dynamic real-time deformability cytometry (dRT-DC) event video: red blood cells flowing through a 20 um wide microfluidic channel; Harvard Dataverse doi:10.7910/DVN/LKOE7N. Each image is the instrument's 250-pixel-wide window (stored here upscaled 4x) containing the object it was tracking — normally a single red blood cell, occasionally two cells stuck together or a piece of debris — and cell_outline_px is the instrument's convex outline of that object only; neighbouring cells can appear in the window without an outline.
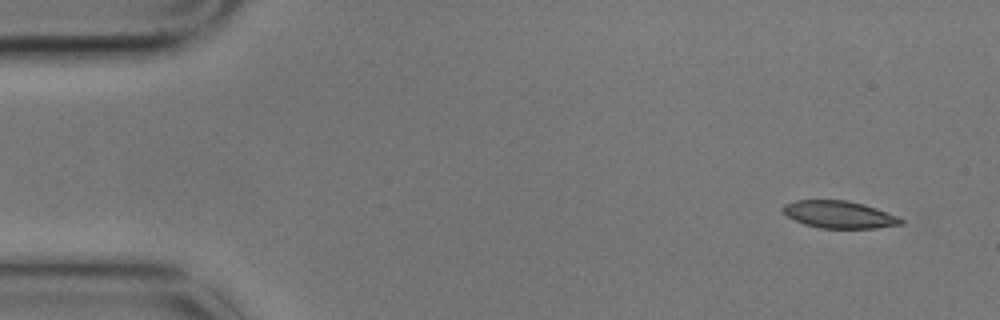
{"species": "common noctule bat (a hibernating species)", "species_latin": "Nyctalus noctula", "temperature_condition": "cold", "stored_images_in_passage": 4, "camera_frame_rate_fps": 3000, "um_per_image_px": 0.085, "animal": {"sex": "male", "body_mass_g": 17.9}, "frame": {"image": 1, "passage_image": 1, "time_ms": 0.0, "image_size_px": [1000, 320], "cell_outline_px": [[904, 224], [876, 228], [820, 228], [804, 224], [788, 216], [784, 212], [784, 204], [796, 200], [848, 200], [864, 204], [876, 208], [896, 216], [904, 220]], "centroid_in_image_um": [71.36, 18.23], "position_along_channel_um": 13.6, "area_um2": 18.61}}
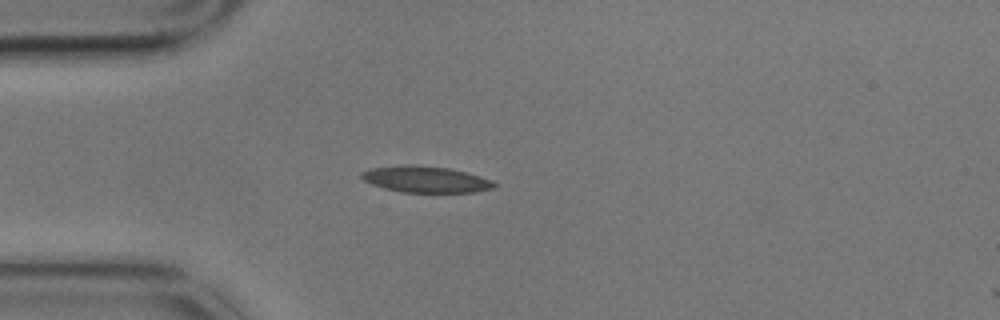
{"frame": {"image": 2, "passage_image": 4, "time_ms": 1.0, "image_size_px": [1000, 320], "cell_outline_px": [[496, 184], [492, 188], [476, 192], [400, 192], [384, 188], [372, 184], [364, 180], [360, 176], [360, 172], [372, 168], [400, 164], [412, 164], [448, 168], [480, 176], [492, 180]], "centroid_in_image_um": [36.14, 15.23], "position_along_channel_um": 48.9, "area_um2": 20.35}}